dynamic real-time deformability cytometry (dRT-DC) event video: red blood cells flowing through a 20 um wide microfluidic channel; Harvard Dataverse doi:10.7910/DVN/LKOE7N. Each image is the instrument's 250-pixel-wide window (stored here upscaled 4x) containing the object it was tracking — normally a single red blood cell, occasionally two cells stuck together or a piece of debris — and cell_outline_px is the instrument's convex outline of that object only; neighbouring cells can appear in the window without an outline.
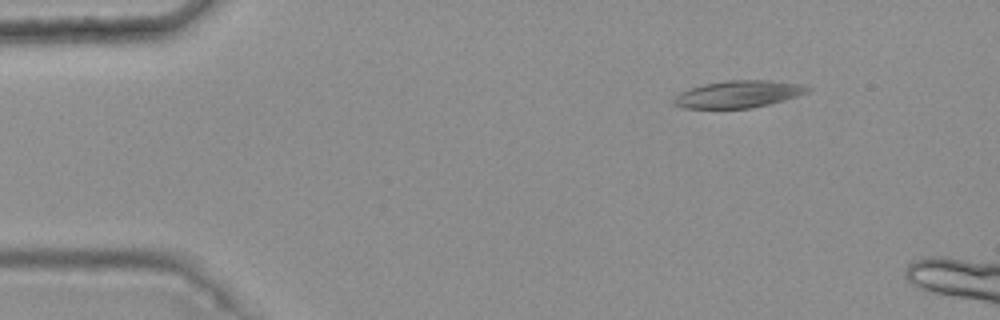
{"species": "common noctule bat (a hibernating species)", "species_latin": "Nyctalus noctula", "temperature_condition": "warm", "stored_images_in_passage": 3, "camera_frame_rate_fps": 3000, "um_per_image_px": 0.085, "animal": {"sex": "female", "body_mass_g": 25.1}, "frame": {"image": 1, "passage_image": 1, "time_ms": 0.0, "image_size_px": [1000, 320], "cell_outline_px": [[812, 88], [808, 92], [784, 100], [768, 104], [748, 108], [684, 108], [672, 104], [672, 100], [680, 92], [688, 88], [704, 84], [728, 80], [768, 80], [796, 84]], "centroid_in_image_um": [62.69, 8.0], "position_along_channel_um": 22.3, "area_um2": 20.92}}